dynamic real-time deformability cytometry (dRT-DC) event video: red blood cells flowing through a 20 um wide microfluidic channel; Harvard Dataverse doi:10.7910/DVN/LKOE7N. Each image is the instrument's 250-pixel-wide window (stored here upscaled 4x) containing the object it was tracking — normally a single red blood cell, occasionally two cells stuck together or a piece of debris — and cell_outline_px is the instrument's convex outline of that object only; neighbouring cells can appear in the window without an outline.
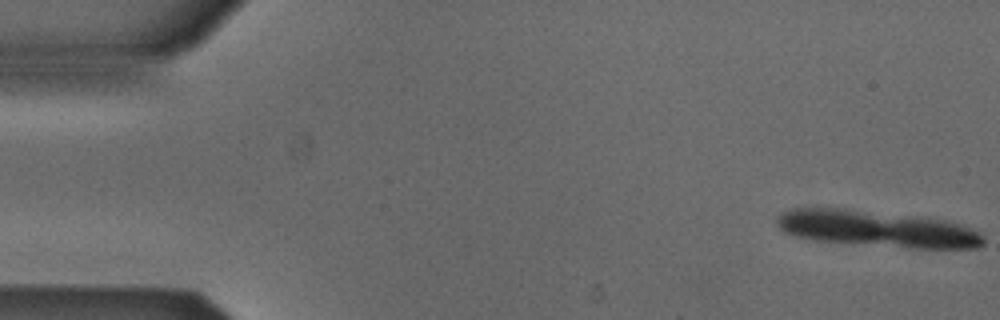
{"species": "Egyptian fruit bat (a non-hibernating species)", "species_latin": "Rousettus aegyptiacus", "temperature_condition": "cold", "stored_images_in_passage": 8, "camera_frame_rate_fps": 3000, "um_per_image_px": 0.085, "animal": {"sex": "male"}, "frame": {"image": 1, "passage_image": 1, "time_ms": 0.0, "image_size_px": [1000, 320], "cell_outline_px": [[984, 244], [976, 248], [908, 248], [812, 240], [792, 236], [784, 232], [776, 224], [776, 216], [792, 208], [840, 208], [944, 220], [960, 224], [972, 228], [980, 232], [984, 236]], "centroid_in_image_um": [74.52, 19.46], "position_along_channel_um": 10.5, "area_um2": 43.64}}